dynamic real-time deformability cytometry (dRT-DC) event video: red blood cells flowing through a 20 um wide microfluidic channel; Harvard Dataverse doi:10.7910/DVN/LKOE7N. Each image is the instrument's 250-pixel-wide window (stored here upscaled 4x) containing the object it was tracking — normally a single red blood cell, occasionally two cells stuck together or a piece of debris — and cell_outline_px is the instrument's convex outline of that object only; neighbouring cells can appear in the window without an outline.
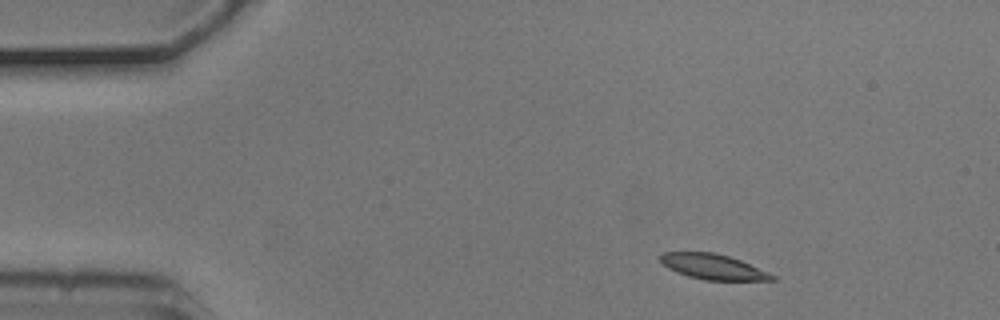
{"species": "common noctule bat (a hibernating species)", "species_latin": "Nyctalus noctula", "temperature_condition": "cold", "stored_images_in_passage": 4, "camera_frame_rate_fps": 3000, "um_per_image_px": 0.085, "animal": {"sex": "male", "body_mass_g": 20.5, "forearm_length_mm": 52.5}, "frame": {"image": 1, "passage_image": 2, "time_ms": 0.333, "image_size_px": [1000, 320], "cell_outline_px": [[776, 280], [704, 280], [688, 276], [676, 272], [668, 268], [660, 260], [660, 256], [664, 252], [712, 252], [728, 256], [740, 260], [768, 272], [776, 276]], "centroid_in_image_um": [60.61, 22.68], "position_along_channel_um": 24.4, "area_um2": 16.3}}